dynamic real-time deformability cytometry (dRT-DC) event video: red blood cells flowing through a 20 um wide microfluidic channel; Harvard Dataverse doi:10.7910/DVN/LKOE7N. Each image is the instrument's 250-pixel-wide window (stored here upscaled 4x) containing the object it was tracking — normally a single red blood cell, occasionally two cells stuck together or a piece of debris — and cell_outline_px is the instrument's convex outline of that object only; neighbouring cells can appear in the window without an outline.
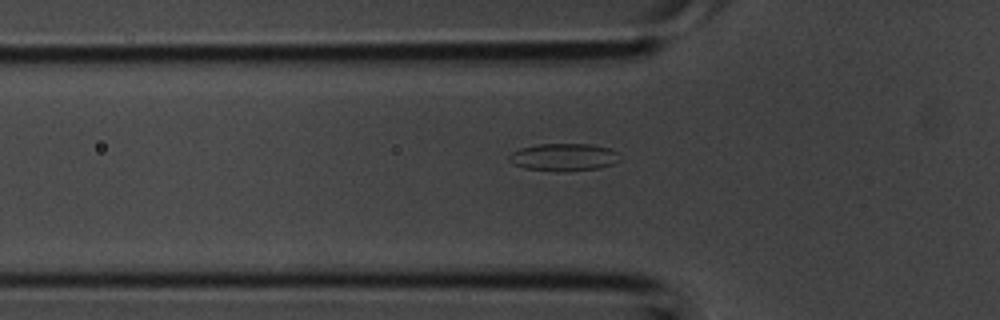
{"species": "common noctule bat (a hibernating species)", "species_latin": "Nyctalus noctula", "temperature_condition": "room temperature", "stored_images_in_passage": 24, "camera_frame_rate_fps": 3000, "um_per_image_px": 0.085, "animal": {"sex": "male", "body_mass_g": 20.1, "forearm_length_mm": 53.5}, "frame": {"image": 1, "passage_image": 2, "time_ms": 0.333, "image_size_px": [1000, 320], "cell_outline_px": [[620, 160], [612, 164], [600, 168], [524, 168], [508, 160], [508, 156], [512, 152], [520, 148], [540, 144], [592, 144], [608, 148], [616, 152]], "centroid_in_image_um": [47.92, 13.29], "position_along_channel_um": 77.9, "area_um2": 16.59}}
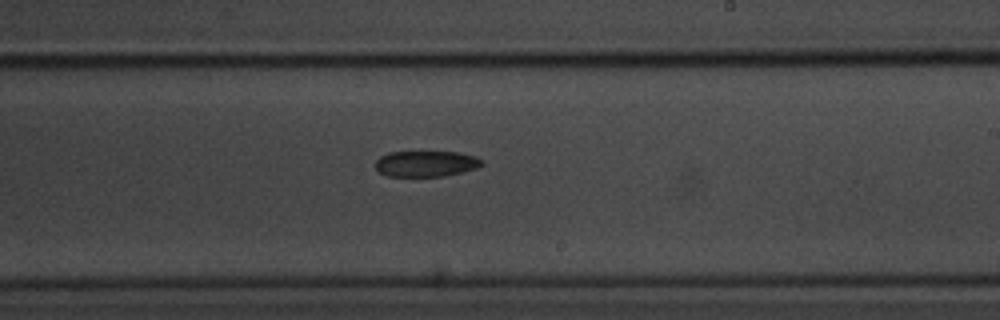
{"frame": {"image": 2, "passage_image": 12, "time_ms": 3.667, "image_size_px": [1000, 320], "cell_outline_px": [[484, 164], [476, 168], [444, 176], [388, 176], [380, 172], [376, 168], [376, 160], [380, 156], [388, 152], [456, 152], [476, 156]], "centroid_in_image_um": [36.19, 13.91], "position_along_channel_um": 252.8, "area_um2": 15.9}}
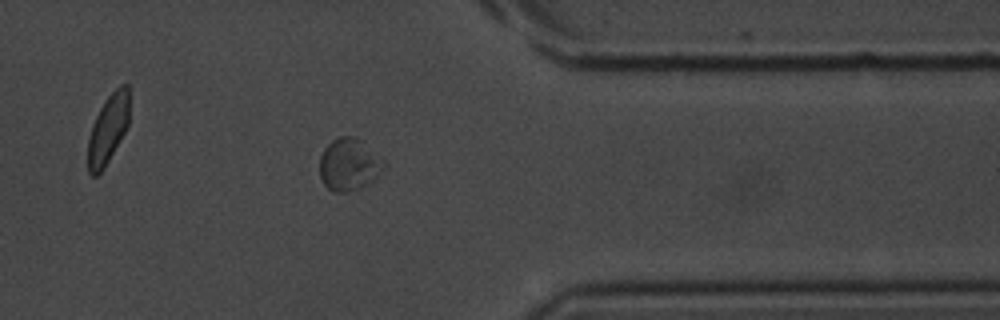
{"frame": {"image": 3, "passage_image": 20, "time_ms": 6.333, "image_size_px": [1000, 320], "cell_outline_px": [[388, 164], [372, 180], [348, 192], [336, 192], [328, 188], [324, 184], [320, 176], [320, 156], [324, 148], [332, 140], [340, 136], [356, 136], [380, 156]], "centroid_in_image_um": [29.66, 13.95], "position_along_channel_um": 381.7, "area_um2": 19.36}}